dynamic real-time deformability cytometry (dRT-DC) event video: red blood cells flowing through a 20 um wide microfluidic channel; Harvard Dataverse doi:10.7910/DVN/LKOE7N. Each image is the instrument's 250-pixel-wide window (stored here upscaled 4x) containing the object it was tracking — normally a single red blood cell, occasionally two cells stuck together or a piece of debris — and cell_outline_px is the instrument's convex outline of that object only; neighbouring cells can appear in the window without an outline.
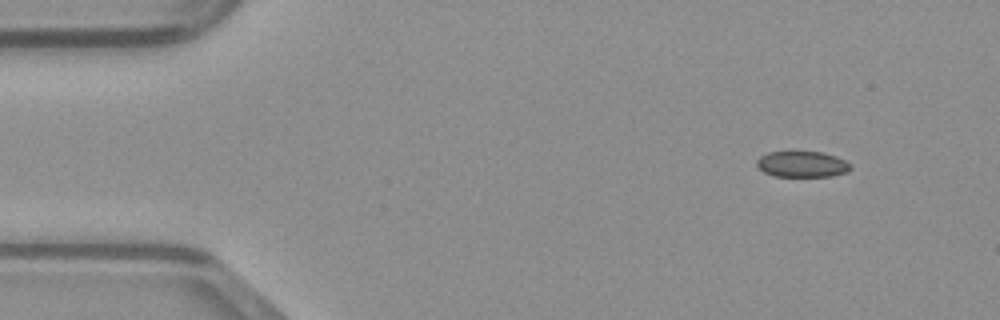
{"species": "common noctule bat (a hibernating species)", "species_latin": "Nyctalus noctula", "temperature_condition": "warm", "stored_images_in_passage": 45, "camera_frame_rate_fps": 3000, "um_per_image_px": 0.085, "animal": {"sex": "male", "body_mass_g": 23.1, "forearm_length_mm": 52.7}, "frame": {"image": 1, "passage_image": 1, "time_ms": 0.0, "image_size_px": [1000, 320], "cell_outline_px": [[852, 168], [848, 172], [832, 176], [776, 176], [764, 172], [756, 164], [756, 160], [760, 156], [768, 152], [820, 152], [836, 156], [852, 164]], "centroid_in_image_um": [68.21, 13.96], "position_along_channel_um": 16.8, "area_um2": 14.16}}
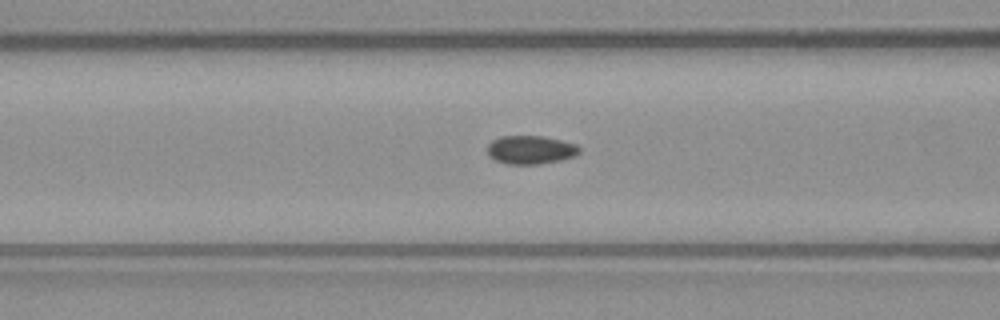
{"frame": {"image": 2, "passage_image": 15, "time_ms": 4.667, "image_size_px": [1000, 320], "cell_outline_px": [[580, 152], [576, 156], [560, 160], [540, 164], [508, 164], [496, 160], [488, 156], [488, 144], [492, 140], [500, 136], [540, 136], [560, 140], [576, 144], [580, 148]], "centroid_in_image_um": [45.1, 12.74], "position_along_channel_um": 121.5, "area_um2": 15.26}}
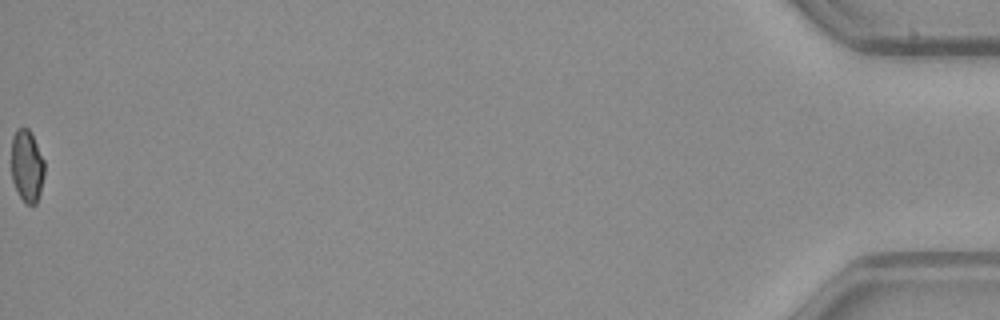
{"frame": {"image": 3, "passage_image": 45, "time_ms": 14.667, "image_size_px": [1000, 320], "cell_outline_px": [[44, 176], [40, 192], [36, 204], [24, 204], [12, 180], [12, 136], [16, 128], [28, 128], [44, 160]], "centroid_in_image_um": [2.28, 14.12], "position_along_channel_um": 432.9, "area_um2": 13.81}}